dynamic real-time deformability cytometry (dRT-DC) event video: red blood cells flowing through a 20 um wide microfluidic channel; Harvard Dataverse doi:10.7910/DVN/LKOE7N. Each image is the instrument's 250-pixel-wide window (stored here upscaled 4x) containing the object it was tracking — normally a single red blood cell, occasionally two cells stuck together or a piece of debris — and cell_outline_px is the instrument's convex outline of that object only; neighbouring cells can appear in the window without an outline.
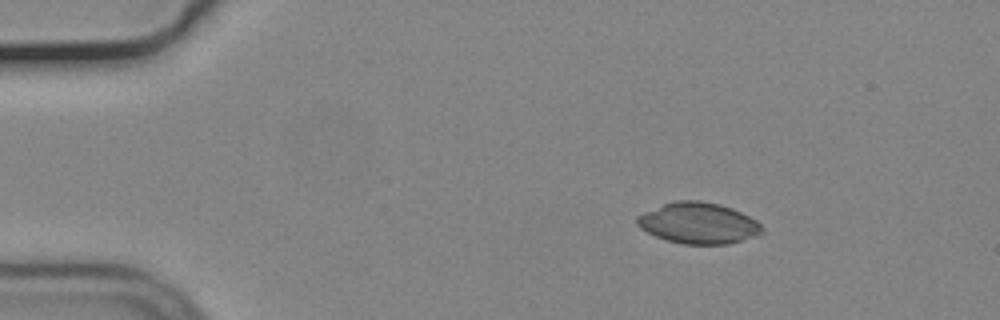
{"species": "common noctule bat (a hibernating species)", "species_latin": "Nyctalus noctula", "temperature_condition": "cold", "stored_images_in_passage": 9, "camera_frame_rate_fps": 3000, "um_per_image_px": 0.085, "animal": {"sex": "male", "body_mass_g": 19.2, "forearm_length_mm": 51.8}, "frame": {"image": 1, "passage_image": 2, "time_ms": 0.333, "image_size_px": [1000, 320], "cell_outline_px": [[764, 232], [756, 236], [728, 244], [684, 244], [668, 240], [656, 236], [640, 228], [636, 224], [636, 216], [644, 212], [664, 204], [676, 200], [700, 200], [720, 204], [732, 208], [756, 220], [764, 228]], "centroid_in_image_um": [59.38, 18.96], "position_along_channel_um": 25.6, "area_um2": 29.88}}